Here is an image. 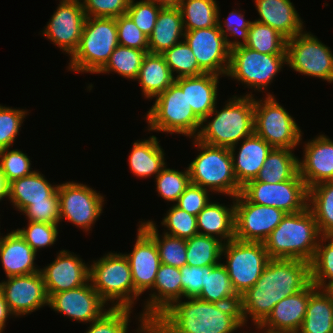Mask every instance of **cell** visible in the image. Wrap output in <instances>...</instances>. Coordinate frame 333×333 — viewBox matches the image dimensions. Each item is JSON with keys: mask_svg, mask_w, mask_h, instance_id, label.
<instances>
[{"mask_svg": "<svg viewBox=\"0 0 333 333\" xmlns=\"http://www.w3.org/2000/svg\"><path fill=\"white\" fill-rule=\"evenodd\" d=\"M220 9H218V22L217 25L220 28V31L225 36V40L227 43V46L230 50H232L235 47L239 46H245L248 40V34H249V28L252 21L246 20L244 18V12L241 13V10L239 9L237 11L233 10L229 13L228 17L223 21L220 20L221 16L219 12ZM228 32V33H227ZM232 38H235L232 40L229 39L230 36ZM240 37L242 39L241 41L236 38Z\"/></svg>", "mask_w": 333, "mask_h": 333, "instance_id": "48", "label": "cell"}, {"mask_svg": "<svg viewBox=\"0 0 333 333\" xmlns=\"http://www.w3.org/2000/svg\"><path fill=\"white\" fill-rule=\"evenodd\" d=\"M22 214L28 221L60 224V201L57 189L48 197V202H32Z\"/></svg>", "mask_w": 333, "mask_h": 333, "instance_id": "53", "label": "cell"}, {"mask_svg": "<svg viewBox=\"0 0 333 333\" xmlns=\"http://www.w3.org/2000/svg\"><path fill=\"white\" fill-rule=\"evenodd\" d=\"M197 298L218 304L239 303L240 297L234 291L222 262L216 266H206L205 284Z\"/></svg>", "mask_w": 333, "mask_h": 333, "instance_id": "37", "label": "cell"}, {"mask_svg": "<svg viewBox=\"0 0 333 333\" xmlns=\"http://www.w3.org/2000/svg\"><path fill=\"white\" fill-rule=\"evenodd\" d=\"M259 18L256 20L277 30L286 39L304 31V22L290 0H254Z\"/></svg>", "mask_w": 333, "mask_h": 333, "instance_id": "27", "label": "cell"}, {"mask_svg": "<svg viewBox=\"0 0 333 333\" xmlns=\"http://www.w3.org/2000/svg\"><path fill=\"white\" fill-rule=\"evenodd\" d=\"M308 207L321 236H333V181L320 182L308 189Z\"/></svg>", "mask_w": 333, "mask_h": 333, "instance_id": "36", "label": "cell"}, {"mask_svg": "<svg viewBox=\"0 0 333 333\" xmlns=\"http://www.w3.org/2000/svg\"><path fill=\"white\" fill-rule=\"evenodd\" d=\"M159 139L152 135L147 139L137 140L133 143L129 153L128 162L131 172L140 178L156 177L167 166L164 149Z\"/></svg>", "mask_w": 333, "mask_h": 333, "instance_id": "31", "label": "cell"}, {"mask_svg": "<svg viewBox=\"0 0 333 333\" xmlns=\"http://www.w3.org/2000/svg\"><path fill=\"white\" fill-rule=\"evenodd\" d=\"M183 298L197 297L206 279V266L184 265L180 268Z\"/></svg>", "mask_w": 333, "mask_h": 333, "instance_id": "57", "label": "cell"}, {"mask_svg": "<svg viewBox=\"0 0 333 333\" xmlns=\"http://www.w3.org/2000/svg\"><path fill=\"white\" fill-rule=\"evenodd\" d=\"M105 305L88 281L81 287L52 294L48 307L71 320L90 324L108 310Z\"/></svg>", "mask_w": 333, "mask_h": 333, "instance_id": "19", "label": "cell"}, {"mask_svg": "<svg viewBox=\"0 0 333 333\" xmlns=\"http://www.w3.org/2000/svg\"><path fill=\"white\" fill-rule=\"evenodd\" d=\"M162 7L146 0H130L127 15L134 21L136 26L149 37L156 24V19Z\"/></svg>", "mask_w": 333, "mask_h": 333, "instance_id": "52", "label": "cell"}, {"mask_svg": "<svg viewBox=\"0 0 333 333\" xmlns=\"http://www.w3.org/2000/svg\"><path fill=\"white\" fill-rule=\"evenodd\" d=\"M139 226L155 241L161 263L181 268L186 265V239L167 234L161 236L152 220L139 221Z\"/></svg>", "mask_w": 333, "mask_h": 333, "instance_id": "38", "label": "cell"}, {"mask_svg": "<svg viewBox=\"0 0 333 333\" xmlns=\"http://www.w3.org/2000/svg\"><path fill=\"white\" fill-rule=\"evenodd\" d=\"M239 96L228 98L221 110H217L216 105L201 121L195 138L211 146L237 148L244 138L251 136L254 133V94Z\"/></svg>", "mask_w": 333, "mask_h": 333, "instance_id": "3", "label": "cell"}, {"mask_svg": "<svg viewBox=\"0 0 333 333\" xmlns=\"http://www.w3.org/2000/svg\"><path fill=\"white\" fill-rule=\"evenodd\" d=\"M174 80L163 55L148 52L135 81L139 82L143 96L152 100L164 92Z\"/></svg>", "mask_w": 333, "mask_h": 333, "instance_id": "33", "label": "cell"}, {"mask_svg": "<svg viewBox=\"0 0 333 333\" xmlns=\"http://www.w3.org/2000/svg\"><path fill=\"white\" fill-rule=\"evenodd\" d=\"M266 94L263 100L254 98V133L273 148L295 149L302 143L303 131L275 96Z\"/></svg>", "mask_w": 333, "mask_h": 333, "instance_id": "9", "label": "cell"}, {"mask_svg": "<svg viewBox=\"0 0 333 333\" xmlns=\"http://www.w3.org/2000/svg\"><path fill=\"white\" fill-rule=\"evenodd\" d=\"M208 193L210 194V191L190 183L174 204L189 214L197 216L210 202V195Z\"/></svg>", "mask_w": 333, "mask_h": 333, "instance_id": "56", "label": "cell"}, {"mask_svg": "<svg viewBox=\"0 0 333 333\" xmlns=\"http://www.w3.org/2000/svg\"><path fill=\"white\" fill-rule=\"evenodd\" d=\"M0 289L14 318L49 306L41 272L8 277L0 282Z\"/></svg>", "mask_w": 333, "mask_h": 333, "instance_id": "18", "label": "cell"}, {"mask_svg": "<svg viewBox=\"0 0 333 333\" xmlns=\"http://www.w3.org/2000/svg\"><path fill=\"white\" fill-rule=\"evenodd\" d=\"M287 39L272 27L252 21L246 47L265 54H287Z\"/></svg>", "mask_w": 333, "mask_h": 333, "instance_id": "43", "label": "cell"}, {"mask_svg": "<svg viewBox=\"0 0 333 333\" xmlns=\"http://www.w3.org/2000/svg\"><path fill=\"white\" fill-rule=\"evenodd\" d=\"M310 282L309 262L270 259L254 286L240 296L244 326H247L248 317L253 326H259L279 301L303 290Z\"/></svg>", "mask_w": 333, "mask_h": 333, "instance_id": "1", "label": "cell"}, {"mask_svg": "<svg viewBox=\"0 0 333 333\" xmlns=\"http://www.w3.org/2000/svg\"><path fill=\"white\" fill-rule=\"evenodd\" d=\"M310 280L319 289H327L333 284V236L319 239L310 262Z\"/></svg>", "mask_w": 333, "mask_h": 333, "instance_id": "42", "label": "cell"}, {"mask_svg": "<svg viewBox=\"0 0 333 333\" xmlns=\"http://www.w3.org/2000/svg\"><path fill=\"white\" fill-rule=\"evenodd\" d=\"M183 40L193 51L199 67L205 73L226 76L230 63V49L217 26L185 31Z\"/></svg>", "mask_w": 333, "mask_h": 333, "instance_id": "17", "label": "cell"}, {"mask_svg": "<svg viewBox=\"0 0 333 333\" xmlns=\"http://www.w3.org/2000/svg\"><path fill=\"white\" fill-rule=\"evenodd\" d=\"M132 312L133 310L128 308L109 307L98 319L90 323L85 333H128Z\"/></svg>", "mask_w": 333, "mask_h": 333, "instance_id": "47", "label": "cell"}, {"mask_svg": "<svg viewBox=\"0 0 333 333\" xmlns=\"http://www.w3.org/2000/svg\"><path fill=\"white\" fill-rule=\"evenodd\" d=\"M151 292L144 301L142 313L138 315L139 323L149 326L174 302L182 299L180 268L161 263Z\"/></svg>", "mask_w": 333, "mask_h": 333, "instance_id": "21", "label": "cell"}, {"mask_svg": "<svg viewBox=\"0 0 333 333\" xmlns=\"http://www.w3.org/2000/svg\"><path fill=\"white\" fill-rule=\"evenodd\" d=\"M257 330L259 332L263 331L264 333H299V331H286V330H270V329H257Z\"/></svg>", "mask_w": 333, "mask_h": 333, "instance_id": "62", "label": "cell"}, {"mask_svg": "<svg viewBox=\"0 0 333 333\" xmlns=\"http://www.w3.org/2000/svg\"><path fill=\"white\" fill-rule=\"evenodd\" d=\"M166 213L161 221V225L167 228L164 230V234L183 239H189L199 234L196 216L180 209L175 204Z\"/></svg>", "mask_w": 333, "mask_h": 333, "instance_id": "46", "label": "cell"}, {"mask_svg": "<svg viewBox=\"0 0 333 333\" xmlns=\"http://www.w3.org/2000/svg\"><path fill=\"white\" fill-rule=\"evenodd\" d=\"M240 194L254 204L272 206L285 213H296L308 207V188L299 173L277 184L249 181Z\"/></svg>", "mask_w": 333, "mask_h": 333, "instance_id": "14", "label": "cell"}, {"mask_svg": "<svg viewBox=\"0 0 333 333\" xmlns=\"http://www.w3.org/2000/svg\"><path fill=\"white\" fill-rule=\"evenodd\" d=\"M36 254L16 230L0 236V261L7 278L40 272Z\"/></svg>", "mask_w": 333, "mask_h": 333, "instance_id": "26", "label": "cell"}, {"mask_svg": "<svg viewBox=\"0 0 333 333\" xmlns=\"http://www.w3.org/2000/svg\"><path fill=\"white\" fill-rule=\"evenodd\" d=\"M149 51L118 45L112 52L106 65L98 72L116 73L123 78L136 80L145 55Z\"/></svg>", "mask_w": 333, "mask_h": 333, "instance_id": "41", "label": "cell"}, {"mask_svg": "<svg viewBox=\"0 0 333 333\" xmlns=\"http://www.w3.org/2000/svg\"><path fill=\"white\" fill-rule=\"evenodd\" d=\"M60 222L64 219L83 231H91L103 212L104 196L83 183L67 181L58 184ZM63 219V220H62Z\"/></svg>", "mask_w": 333, "mask_h": 333, "instance_id": "13", "label": "cell"}, {"mask_svg": "<svg viewBox=\"0 0 333 333\" xmlns=\"http://www.w3.org/2000/svg\"><path fill=\"white\" fill-rule=\"evenodd\" d=\"M299 333H333V297L317 288L309 298Z\"/></svg>", "mask_w": 333, "mask_h": 333, "instance_id": "34", "label": "cell"}, {"mask_svg": "<svg viewBox=\"0 0 333 333\" xmlns=\"http://www.w3.org/2000/svg\"><path fill=\"white\" fill-rule=\"evenodd\" d=\"M116 26L119 45L149 51L148 37L127 14L116 18Z\"/></svg>", "mask_w": 333, "mask_h": 333, "instance_id": "54", "label": "cell"}, {"mask_svg": "<svg viewBox=\"0 0 333 333\" xmlns=\"http://www.w3.org/2000/svg\"><path fill=\"white\" fill-rule=\"evenodd\" d=\"M179 9L184 31L217 26L219 6L216 0H182Z\"/></svg>", "mask_w": 333, "mask_h": 333, "instance_id": "39", "label": "cell"}, {"mask_svg": "<svg viewBox=\"0 0 333 333\" xmlns=\"http://www.w3.org/2000/svg\"><path fill=\"white\" fill-rule=\"evenodd\" d=\"M287 66L306 76L333 82V53L311 32L303 31L286 41Z\"/></svg>", "mask_w": 333, "mask_h": 333, "instance_id": "12", "label": "cell"}, {"mask_svg": "<svg viewBox=\"0 0 333 333\" xmlns=\"http://www.w3.org/2000/svg\"><path fill=\"white\" fill-rule=\"evenodd\" d=\"M326 290H327V291L331 294V296L333 297V284H331Z\"/></svg>", "mask_w": 333, "mask_h": 333, "instance_id": "63", "label": "cell"}, {"mask_svg": "<svg viewBox=\"0 0 333 333\" xmlns=\"http://www.w3.org/2000/svg\"><path fill=\"white\" fill-rule=\"evenodd\" d=\"M118 45L116 18L86 17L79 46L69 57L67 69L97 74Z\"/></svg>", "mask_w": 333, "mask_h": 333, "instance_id": "8", "label": "cell"}, {"mask_svg": "<svg viewBox=\"0 0 333 333\" xmlns=\"http://www.w3.org/2000/svg\"><path fill=\"white\" fill-rule=\"evenodd\" d=\"M221 256L226 259V263L222 264L239 297L254 286L270 260L263 242H243L236 239L223 244Z\"/></svg>", "mask_w": 333, "mask_h": 333, "instance_id": "11", "label": "cell"}, {"mask_svg": "<svg viewBox=\"0 0 333 333\" xmlns=\"http://www.w3.org/2000/svg\"><path fill=\"white\" fill-rule=\"evenodd\" d=\"M136 238L133 250L124 255L130 264L134 289L142 295L153 288L161 261L155 241L140 226Z\"/></svg>", "mask_w": 333, "mask_h": 333, "instance_id": "22", "label": "cell"}, {"mask_svg": "<svg viewBox=\"0 0 333 333\" xmlns=\"http://www.w3.org/2000/svg\"><path fill=\"white\" fill-rule=\"evenodd\" d=\"M294 149L273 148L256 178L258 182L277 184L293 179L299 173V158Z\"/></svg>", "mask_w": 333, "mask_h": 333, "instance_id": "35", "label": "cell"}, {"mask_svg": "<svg viewBox=\"0 0 333 333\" xmlns=\"http://www.w3.org/2000/svg\"><path fill=\"white\" fill-rule=\"evenodd\" d=\"M139 328L135 330L137 333H157L151 326L148 324H138Z\"/></svg>", "mask_w": 333, "mask_h": 333, "instance_id": "61", "label": "cell"}, {"mask_svg": "<svg viewBox=\"0 0 333 333\" xmlns=\"http://www.w3.org/2000/svg\"><path fill=\"white\" fill-rule=\"evenodd\" d=\"M309 207L286 213L280 224L263 242L270 259H296L311 262L321 238Z\"/></svg>", "mask_w": 333, "mask_h": 333, "instance_id": "4", "label": "cell"}, {"mask_svg": "<svg viewBox=\"0 0 333 333\" xmlns=\"http://www.w3.org/2000/svg\"><path fill=\"white\" fill-rule=\"evenodd\" d=\"M192 144L200 153L188 165L192 184L217 194L236 197L241 192L233 170L230 149L227 147L211 146L196 138Z\"/></svg>", "mask_w": 333, "mask_h": 333, "instance_id": "7", "label": "cell"}, {"mask_svg": "<svg viewBox=\"0 0 333 333\" xmlns=\"http://www.w3.org/2000/svg\"><path fill=\"white\" fill-rule=\"evenodd\" d=\"M31 162L28 155L21 150H0V169L8 183L33 173L35 170H31Z\"/></svg>", "mask_w": 333, "mask_h": 333, "instance_id": "51", "label": "cell"}, {"mask_svg": "<svg viewBox=\"0 0 333 333\" xmlns=\"http://www.w3.org/2000/svg\"><path fill=\"white\" fill-rule=\"evenodd\" d=\"M184 34L179 7L161 8L153 32L148 37L149 53L163 54L175 44L183 41Z\"/></svg>", "mask_w": 333, "mask_h": 333, "instance_id": "29", "label": "cell"}, {"mask_svg": "<svg viewBox=\"0 0 333 333\" xmlns=\"http://www.w3.org/2000/svg\"><path fill=\"white\" fill-rule=\"evenodd\" d=\"M40 171L16 179L9 183L10 203L16 210L23 212L32 202H48V197L57 189Z\"/></svg>", "mask_w": 333, "mask_h": 333, "instance_id": "30", "label": "cell"}, {"mask_svg": "<svg viewBox=\"0 0 333 333\" xmlns=\"http://www.w3.org/2000/svg\"><path fill=\"white\" fill-rule=\"evenodd\" d=\"M89 282L112 308L133 309L140 294L134 289L131 268L124 253L108 252L89 265Z\"/></svg>", "mask_w": 333, "mask_h": 333, "instance_id": "6", "label": "cell"}, {"mask_svg": "<svg viewBox=\"0 0 333 333\" xmlns=\"http://www.w3.org/2000/svg\"><path fill=\"white\" fill-rule=\"evenodd\" d=\"M145 120L148 131L182 134L195 138L201 120L194 114L186 98V77L175 79L162 93L157 95Z\"/></svg>", "mask_w": 333, "mask_h": 333, "instance_id": "5", "label": "cell"}, {"mask_svg": "<svg viewBox=\"0 0 333 333\" xmlns=\"http://www.w3.org/2000/svg\"><path fill=\"white\" fill-rule=\"evenodd\" d=\"M57 254L52 263L40 268L48 297L81 287L89 281V264L83 262L79 255L65 249Z\"/></svg>", "mask_w": 333, "mask_h": 333, "instance_id": "20", "label": "cell"}, {"mask_svg": "<svg viewBox=\"0 0 333 333\" xmlns=\"http://www.w3.org/2000/svg\"><path fill=\"white\" fill-rule=\"evenodd\" d=\"M287 64V54H265L246 46L230 50L227 77L235 79L254 91H268V87Z\"/></svg>", "mask_w": 333, "mask_h": 333, "instance_id": "10", "label": "cell"}, {"mask_svg": "<svg viewBox=\"0 0 333 333\" xmlns=\"http://www.w3.org/2000/svg\"><path fill=\"white\" fill-rule=\"evenodd\" d=\"M226 206L210 201L196 216L198 233L214 237L223 244L235 239V203Z\"/></svg>", "mask_w": 333, "mask_h": 333, "instance_id": "28", "label": "cell"}, {"mask_svg": "<svg viewBox=\"0 0 333 333\" xmlns=\"http://www.w3.org/2000/svg\"><path fill=\"white\" fill-rule=\"evenodd\" d=\"M229 149L232 156L235 177L239 185L243 187L249 181L257 178L266 157L273 147L263 138L253 133L241 141L237 149L239 151L236 150V147Z\"/></svg>", "mask_w": 333, "mask_h": 333, "instance_id": "25", "label": "cell"}, {"mask_svg": "<svg viewBox=\"0 0 333 333\" xmlns=\"http://www.w3.org/2000/svg\"><path fill=\"white\" fill-rule=\"evenodd\" d=\"M9 196V183L0 169V201Z\"/></svg>", "mask_w": 333, "mask_h": 333, "instance_id": "59", "label": "cell"}, {"mask_svg": "<svg viewBox=\"0 0 333 333\" xmlns=\"http://www.w3.org/2000/svg\"><path fill=\"white\" fill-rule=\"evenodd\" d=\"M155 182L158 196L165 201L176 203L191 183L188 167L179 171L165 166L155 177Z\"/></svg>", "mask_w": 333, "mask_h": 333, "instance_id": "45", "label": "cell"}, {"mask_svg": "<svg viewBox=\"0 0 333 333\" xmlns=\"http://www.w3.org/2000/svg\"><path fill=\"white\" fill-rule=\"evenodd\" d=\"M58 224L28 221L23 229H16L27 244L37 253L41 248L51 247L57 241Z\"/></svg>", "mask_w": 333, "mask_h": 333, "instance_id": "49", "label": "cell"}, {"mask_svg": "<svg viewBox=\"0 0 333 333\" xmlns=\"http://www.w3.org/2000/svg\"><path fill=\"white\" fill-rule=\"evenodd\" d=\"M9 316L13 317L12 313L10 312L8 305L4 299L3 293L0 289V333H2L6 327V321Z\"/></svg>", "mask_w": 333, "mask_h": 333, "instance_id": "58", "label": "cell"}, {"mask_svg": "<svg viewBox=\"0 0 333 333\" xmlns=\"http://www.w3.org/2000/svg\"><path fill=\"white\" fill-rule=\"evenodd\" d=\"M219 75L203 73L186 77V98L194 114L202 121L217 104Z\"/></svg>", "mask_w": 333, "mask_h": 333, "instance_id": "32", "label": "cell"}, {"mask_svg": "<svg viewBox=\"0 0 333 333\" xmlns=\"http://www.w3.org/2000/svg\"><path fill=\"white\" fill-rule=\"evenodd\" d=\"M162 55L175 79L205 73L199 67L193 51L184 40L166 50Z\"/></svg>", "mask_w": 333, "mask_h": 333, "instance_id": "44", "label": "cell"}, {"mask_svg": "<svg viewBox=\"0 0 333 333\" xmlns=\"http://www.w3.org/2000/svg\"><path fill=\"white\" fill-rule=\"evenodd\" d=\"M223 243L214 237L197 234L186 239V264L189 266H216L221 262Z\"/></svg>", "mask_w": 333, "mask_h": 333, "instance_id": "40", "label": "cell"}, {"mask_svg": "<svg viewBox=\"0 0 333 333\" xmlns=\"http://www.w3.org/2000/svg\"><path fill=\"white\" fill-rule=\"evenodd\" d=\"M86 17L117 18L125 15L130 0H80Z\"/></svg>", "mask_w": 333, "mask_h": 333, "instance_id": "55", "label": "cell"}, {"mask_svg": "<svg viewBox=\"0 0 333 333\" xmlns=\"http://www.w3.org/2000/svg\"><path fill=\"white\" fill-rule=\"evenodd\" d=\"M149 2H153L155 5L165 7H179L182 0H146Z\"/></svg>", "mask_w": 333, "mask_h": 333, "instance_id": "60", "label": "cell"}, {"mask_svg": "<svg viewBox=\"0 0 333 333\" xmlns=\"http://www.w3.org/2000/svg\"><path fill=\"white\" fill-rule=\"evenodd\" d=\"M178 300L150 326L157 333H234L245 327L239 303H210L197 297Z\"/></svg>", "mask_w": 333, "mask_h": 333, "instance_id": "2", "label": "cell"}, {"mask_svg": "<svg viewBox=\"0 0 333 333\" xmlns=\"http://www.w3.org/2000/svg\"><path fill=\"white\" fill-rule=\"evenodd\" d=\"M316 289L310 282L303 290L282 299L255 329L298 331L304 320L310 295Z\"/></svg>", "mask_w": 333, "mask_h": 333, "instance_id": "24", "label": "cell"}, {"mask_svg": "<svg viewBox=\"0 0 333 333\" xmlns=\"http://www.w3.org/2000/svg\"><path fill=\"white\" fill-rule=\"evenodd\" d=\"M29 114L25 109H16L0 104V150L11 148L19 135L24 118Z\"/></svg>", "mask_w": 333, "mask_h": 333, "instance_id": "50", "label": "cell"}, {"mask_svg": "<svg viewBox=\"0 0 333 333\" xmlns=\"http://www.w3.org/2000/svg\"><path fill=\"white\" fill-rule=\"evenodd\" d=\"M234 200L235 239L239 241L264 242L286 215L281 209L248 202L240 193Z\"/></svg>", "mask_w": 333, "mask_h": 333, "instance_id": "15", "label": "cell"}, {"mask_svg": "<svg viewBox=\"0 0 333 333\" xmlns=\"http://www.w3.org/2000/svg\"><path fill=\"white\" fill-rule=\"evenodd\" d=\"M305 145V146H304ZM303 145V159L299 158V175L309 189L324 181H333V140L320 134Z\"/></svg>", "mask_w": 333, "mask_h": 333, "instance_id": "23", "label": "cell"}, {"mask_svg": "<svg viewBox=\"0 0 333 333\" xmlns=\"http://www.w3.org/2000/svg\"><path fill=\"white\" fill-rule=\"evenodd\" d=\"M59 3L41 32L71 57L79 46L86 15L80 0H60Z\"/></svg>", "mask_w": 333, "mask_h": 333, "instance_id": "16", "label": "cell"}]
</instances>
